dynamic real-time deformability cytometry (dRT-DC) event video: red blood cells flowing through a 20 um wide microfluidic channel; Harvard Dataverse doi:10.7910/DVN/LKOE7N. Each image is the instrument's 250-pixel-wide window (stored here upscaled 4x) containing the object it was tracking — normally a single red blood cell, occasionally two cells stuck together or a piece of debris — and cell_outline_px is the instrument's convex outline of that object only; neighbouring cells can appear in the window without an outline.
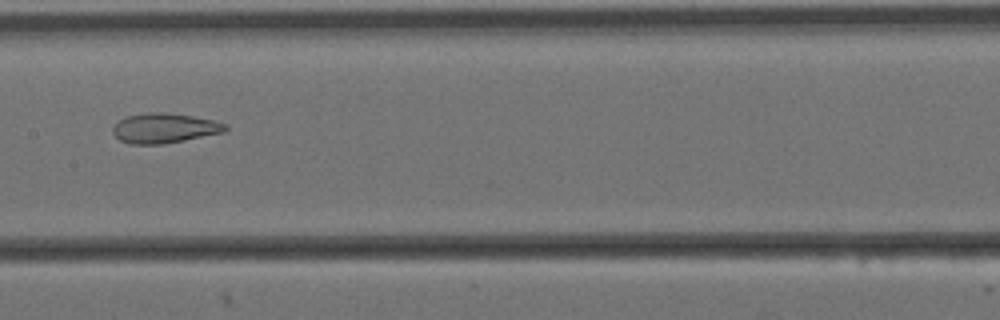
{"species": "Egyptian fruit bat (a non-hibernating species)", "species_latin": "Rousettus aegyptiacus", "temperature_condition": "cold", "stored_images_in_passage": 11, "camera_frame_rate_fps": 3000, "um_per_image_px": 0.085, "animal": {"sex": "female"}, "frame": {"image": 1, "passage_image": 8, "time_ms": 2.333, "image_size_px": [1000, 320], "cell_outline_px": [[228, 132], [164, 144], [132, 144], [120, 140], [112, 132], [112, 128], [120, 120], [128, 116], [148, 112], [164, 112], [192, 116], [212, 120], [228, 124]], "centroid_in_image_um": [14.03, 10.9], "position_along_channel_um": 193.4, "area_um2": 19.65}}
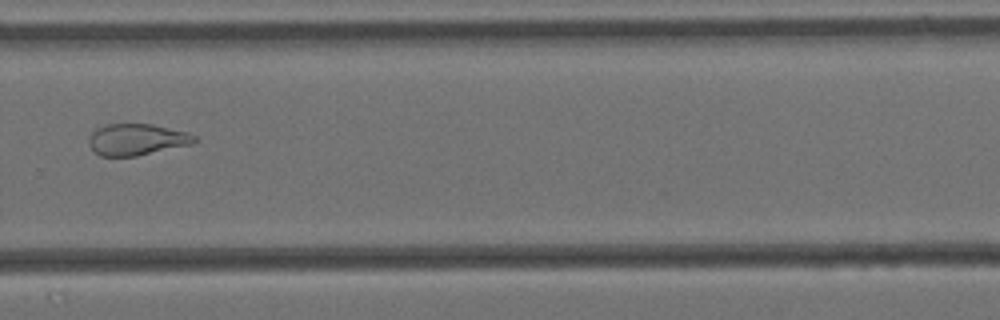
{"frame": {"image": 2, "passage_image": 11, "time_ms": 3.333, "image_size_px": [1000, 320], "cell_outline_px": [[196, 140], [192, 144], [136, 156], [100, 156], [88, 144], [88, 140], [92, 132], [96, 128], [108, 124], [152, 124], [188, 132], [196, 136]], "centroid_in_image_um": [11.62, 11.85], "position_along_channel_um": 318.2, "area_um2": 19.31}}